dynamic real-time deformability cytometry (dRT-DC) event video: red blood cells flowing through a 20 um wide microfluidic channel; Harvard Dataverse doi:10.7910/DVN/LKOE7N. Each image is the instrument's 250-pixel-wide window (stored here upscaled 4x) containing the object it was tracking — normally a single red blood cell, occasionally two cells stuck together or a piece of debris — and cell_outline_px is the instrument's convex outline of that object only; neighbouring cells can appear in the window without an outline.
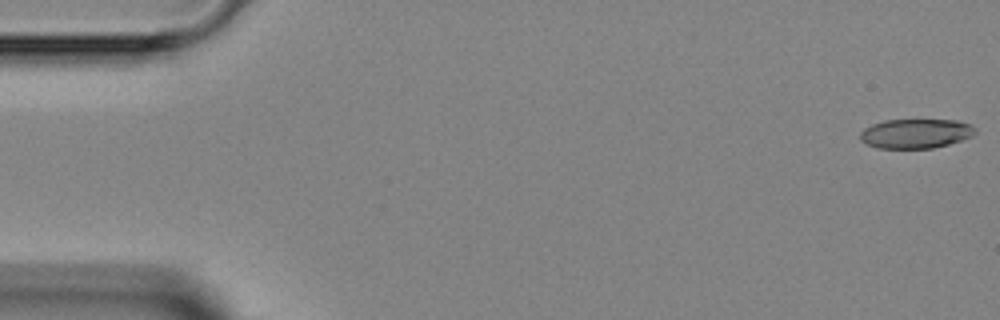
{"species": "Egyptian fruit bat (a non-hibernating species)", "species_latin": "Rousettus aegyptiacus", "temperature_condition": "room temperature", "stored_images_in_passage": 47, "camera_frame_rate_fps": 3000, "um_per_image_px": 0.085, "animal": {"sex": "female"}, "frame": {"image": 1, "passage_image": 1, "time_ms": 0.0, "image_size_px": [1000, 320], "cell_outline_px": [[976, 132], [972, 136], [948, 144], [932, 148], [876, 148], [860, 140], [860, 132], [864, 128], [872, 124], [884, 120], [956, 120], [968, 124], [976, 128]], "centroid_in_image_um": [77.81, 11.35], "position_along_channel_um": 7.2, "area_um2": 19.65}}
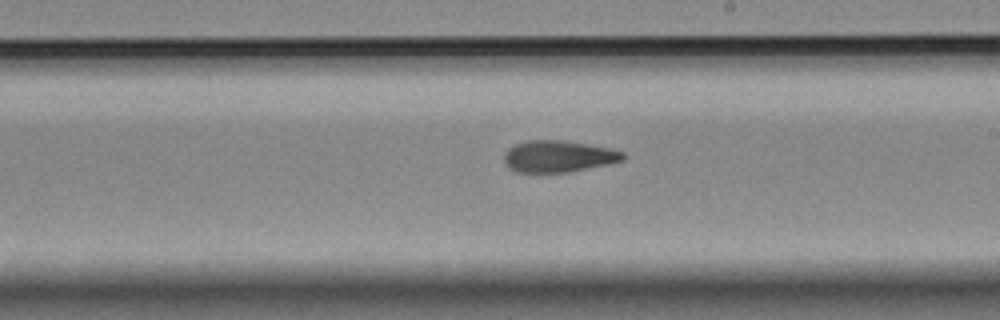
{"frame": {"image": 2, "passage_image": 27, "time_ms": 8.667, "image_size_px": [1000, 320], "cell_outline_px": [[624, 160], [568, 172], [516, 172], [508, 168], [504, 160], [504, 152], [508, 148], [516, 144], [528, 140], [564, 140], [608, 148], [624, 152]], "centroid_in_image_um": [47.41, 13.28], "position_along_channel_um": 241.6, "area_um2": 21.73}}
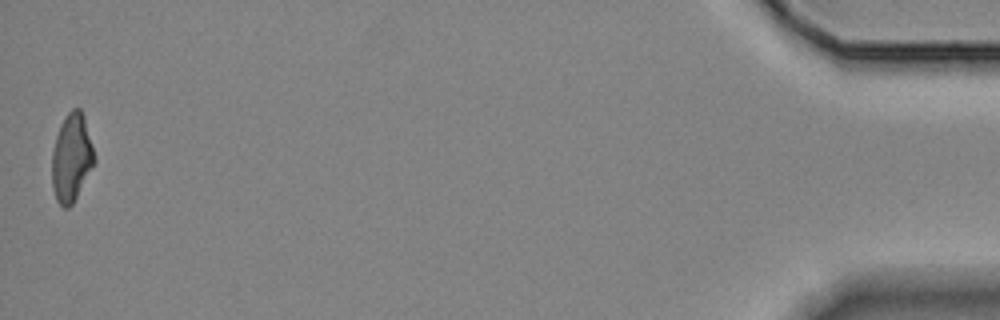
{"frame": {"image": 3, "passage_image": 47, "time_ms": 15.333, "image_size_px": [1000, 320], "cell_outline_px": [[96, 160], [72, 204], [68, 208], [64, 208], [56, 200], [52, 188], [52, 152], [56, 136], [60, 124], [68, 112], [72, 108], [80, 108], [84, 116], [96, 156]], "centroid_in_image_um": [6.08, 13.39], "position_along_channel_um": 429.1, "area_um2": 21.73}}